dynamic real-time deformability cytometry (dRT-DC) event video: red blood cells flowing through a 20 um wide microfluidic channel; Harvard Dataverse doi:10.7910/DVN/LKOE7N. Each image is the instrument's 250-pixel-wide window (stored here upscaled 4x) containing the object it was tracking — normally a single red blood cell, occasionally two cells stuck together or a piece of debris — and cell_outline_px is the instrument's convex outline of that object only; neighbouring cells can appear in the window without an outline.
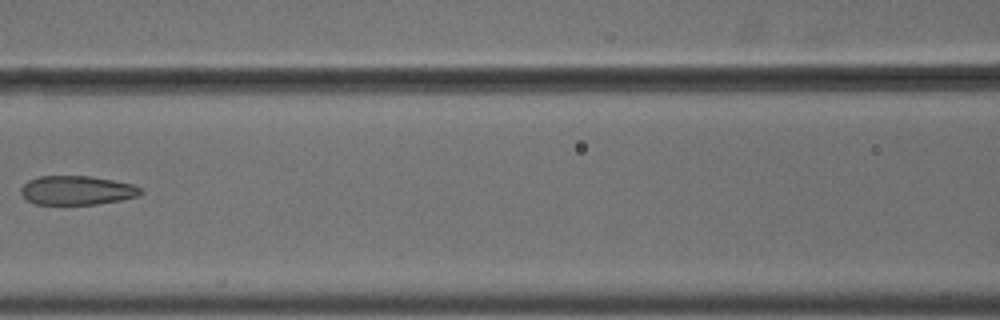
{"species": "common noctule bat (a hibernating species)", "species_latin": "Nyctalus noctula", "temperature_condition": "cold", "stored_images_in_passage": 8, "camera_frame_rate_fps": 3000, "um_per_image_px": 0.085, "animal": {"sex": "male", "body_mass_g": 18.8}, "frame": {"image": 1, "passage_image": 7, "time_ms": 2.0, "image_size_px": [1000, 320], "cell_outline_px": [[144, 192], [136, 196], [120, 200], [96, 204], [36, 204], [28, 200], [20, 192], [20, 188], [28, 180], [40, 176], [92, 176], [132, 184], [140, 188]], "centroid_in_image_um": [6.52, 16.17], "position_along_channel_um": 160.1, "area_um2": 20.11}}
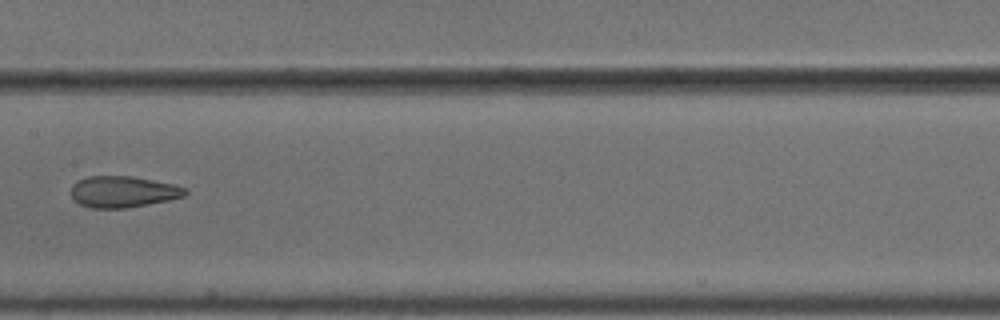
{"frame": {"image": 2, "passage_image": 8, "time_ms": 2.333, "image_size_px": [1000, 320], "cell_outline_px": [[188, 192], [184, 196], [168, 200], [128, 208], [92, 208], [80, 204], [72, 196], [72, 184], [88, 176], [128, 176], [152, 180], [172, 184], [188, 188]], "centroid_in_image_um": [10.48, 16.3], "position_along_channel_um": 196.9, "area_um2": 20.63}}